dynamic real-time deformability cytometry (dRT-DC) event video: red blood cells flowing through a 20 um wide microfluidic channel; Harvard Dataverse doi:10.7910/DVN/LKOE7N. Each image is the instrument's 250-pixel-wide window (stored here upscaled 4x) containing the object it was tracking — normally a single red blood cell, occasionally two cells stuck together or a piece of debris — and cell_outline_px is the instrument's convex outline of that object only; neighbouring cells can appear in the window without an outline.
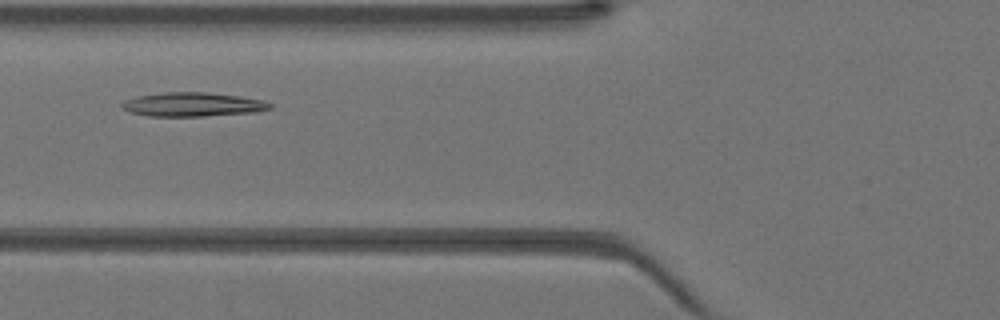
{"species": "Egyptian fruit bat (a non-hibernating species)", "species_latin": "Rousettus aegyptiacus", "temperature_condition": "warm", "stored_images_in_passage": 35, "camera_frame_rate_fps": 3000, "um_per_image_px": 0.085, "animal": {"sex": "female"}, "frame": {"image": 1, "passage_image": 8, "time_ms": 2.333, "image_size_px": [1000, 320], "cell_outline_px": [[272, 108], [256, 112], [204, 116], [148, 116], [132, 112], [120, 108], [120, 104], [124, 100], [136, 96], [164, 92], [208, 92], [240, 96], [264, 100], [272, 104]], "centroid_in_image_um": [16.38, 8.87], "position_along_channel_um": 109.4, "area_um2": 20.87}}
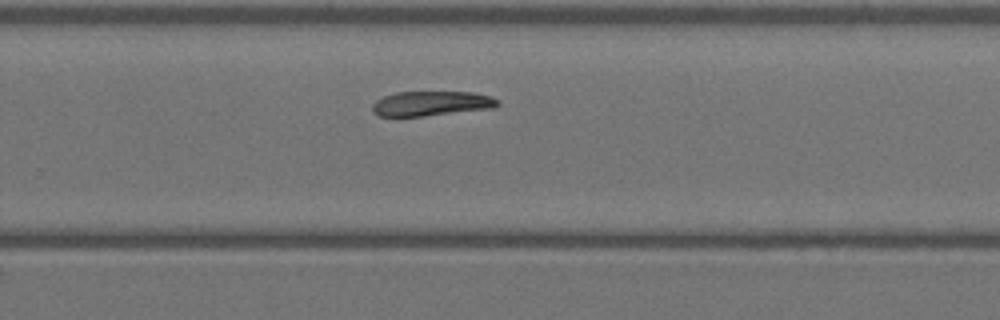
{"frame": {"image": 2, "passage_image": 20, "time_ms": 6.333, "image_size_px": [1000, 320], "cell_outline_px": [[500, 104], [496, 108], [424, 116], [376, 116], [372, 112], [372, 104], [376, 100], [384, 96], [396, 92], [472, 92], [492, 96], [500, 100]], "centroid_in_image_um": [36.7, 8.8], "position_along_channel_um": 293.1, "area_um2": 18.32}}
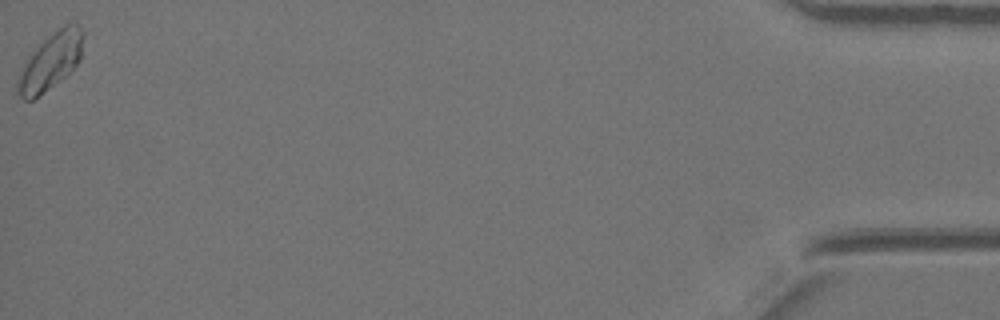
{"frame": {"image": 3, "passage_image": 35, "time_ms": 11.333, "image_size_px": [1000, 320], "cell_outline_px": [[84, 36], [80, 60], [60, 80], [32, 100], [24, 100], [16, 92], [20, 76], [24, 64], [32, 52], [52, 32], [64, 24], [76, 24], [84, 32]], "centroid_in_image_um": [4.33, 5.2], "position_along_channel_um": 430.9, "area_um2": 21.04}}